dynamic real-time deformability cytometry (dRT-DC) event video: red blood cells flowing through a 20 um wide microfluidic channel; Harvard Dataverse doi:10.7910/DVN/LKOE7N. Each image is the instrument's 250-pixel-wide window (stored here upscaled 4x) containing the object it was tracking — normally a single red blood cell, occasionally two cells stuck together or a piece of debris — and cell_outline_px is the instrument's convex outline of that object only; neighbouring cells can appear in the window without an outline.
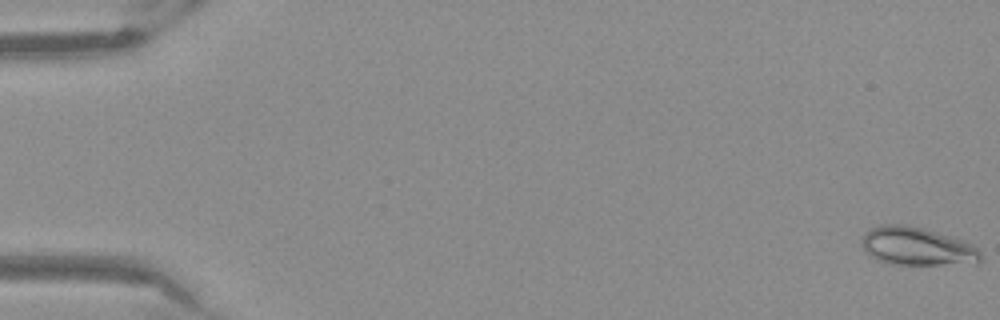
{"species": "Egyptian fruit bat (a non-hibernating species)", "species_latin": "Rousettus aegyptiacus", "temperature_condition": "warm", "stored_images_in_passage": 54, "segment_of_instrument_passage": [1, 2], "camera_frame_rate_fps": 3000, "um_per_image_px": 0.085, "frame": {"image": 1, "passage_image": 1, "time_ms": 0.0, "image_size_px": [1000, 320], "cell_outline_px": [[980, 260], [976, 264], [888, 264], [872, 256], [860, 244], [860, 240], [864, 232], [880, 224], [904, 224], [936, 232], [964, 240], [972, 244], [980, 252]], "centroid_in_image_um": [77.93, 20.93], "position_along_channel_um": 7.1, "area_um2": 26.36}}
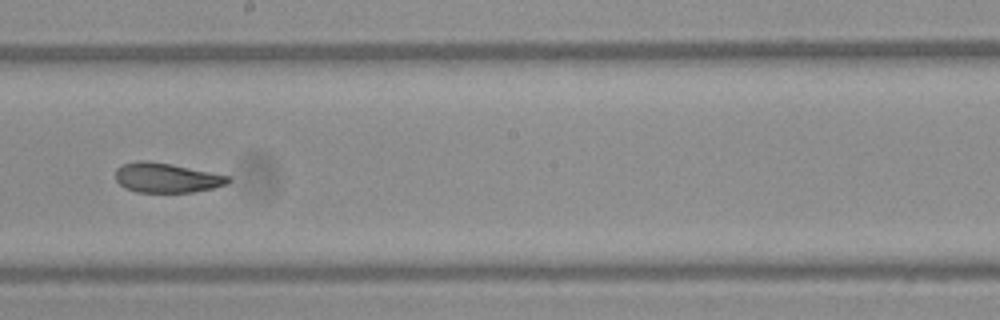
{"frame": {"image": 2, "passage_image": 31, "time_ms": 10.0, "image_size_px": [1000, 320], "cell_outline_px": [[232, 180], [228, 184], [212, 188], [192, 192], [136, 192], [124, 188], [116, 180], [116, 168], [120, 164], [140, 160], [148, 160], [172, 164], [232, 176]], "centroid_in_image_um": [14.17, 15.1], "position_along_channel_um": 234.0, "area_um2": 19.77}}
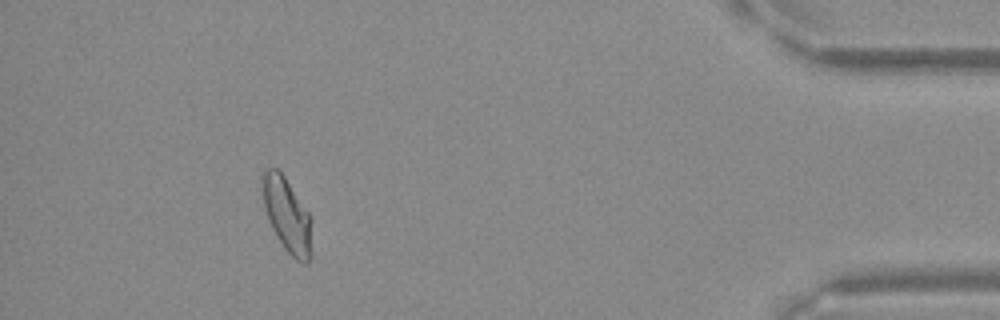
{"frame": {"image": 3, "passage_image": 49, "time_ms": 16.0, "image_size_px": [1000, 320], "cell_outline_px": [[312, 256], [308, 264], [304, 264], [296, 260], [284, 248], [276, 236], [268, 220], [264, 204], [260, 180], [260, 176], [268, 168], [276, 168], [284, 176], [312, 216]], "centroid_in_image_um": [24.43, 18.31], "position_along_channel_um": 410.8, "area_um2": 21.91}}